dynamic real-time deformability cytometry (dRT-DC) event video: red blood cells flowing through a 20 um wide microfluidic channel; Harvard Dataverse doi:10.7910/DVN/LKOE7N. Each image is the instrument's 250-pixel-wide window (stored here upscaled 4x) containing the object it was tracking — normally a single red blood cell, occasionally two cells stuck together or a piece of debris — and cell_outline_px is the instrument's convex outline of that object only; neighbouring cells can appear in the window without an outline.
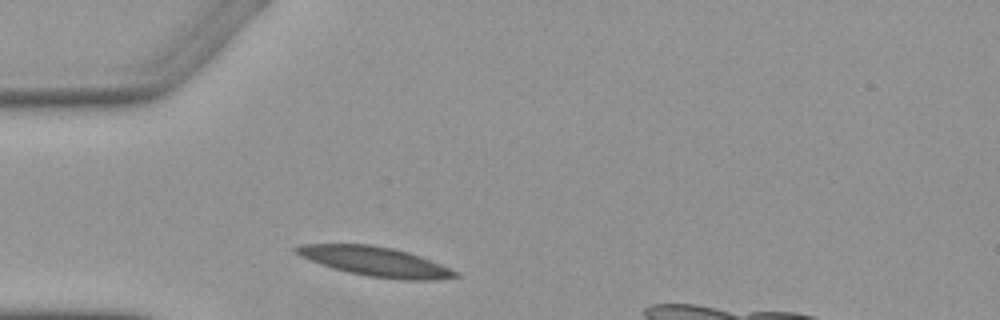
{"species": "Egyptian fruit bat (a non-hibernating species)", "species_latin": "Rousettus aegyptiacus", "temperature_condition": "warm", "stored_images_in_passage": 1, "camera_frame_rate_fps": 3000, "um_per_image_px": 0.085, "animal": {"sex": "female"}, "frame": {"image": 1, "passage_image": 1, "time_ms": 0.0, "image_size_px": [1000, 320], "cell_outline_px": [[460, 276], [436, 280], [400, 280], [368, 276], [348, 272], [332, 268], [320, 264], [300, 256], [292, 252], [292, 248], [300, 244], [368, 244], [392, 248], [408, 252], [420, 256], [460, 272]], "centroid_in_image_um": [31.89, 22.23], "position_along_channel_um": 53.1, "area_um2": 27.46}}